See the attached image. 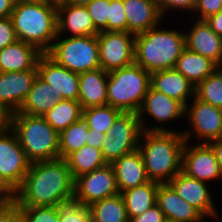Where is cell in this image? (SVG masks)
Instances as JSON below:
<instances>
[{
  "label": "cell",
  "mask_w": 222,
  "mask_h": 222,
  "mask_svg": "<svg viewBox=\"0 0 222 222\" xmlns=\"http://www.w3.org/2000/svg\"><path fill=\"white\" fill-rule=\"evenodd\" d=\"M75 180L65 159L30 164L20 187L11 195L18 207L56 206L74 197Z\"/></svg>",
  "instance_id": "6da1fadb"
},
{
  "label": "cell",
  "mask_w": 222,
  "mask_h": 222,
  "mask_svg": "<svg viewBox=\"0 0 222 222\" xmlns=\"http://www.w3.org/2000/svg\"><path fill=\"white\" fill-rule=\"evenodd\" d=\"M143 131L138 150L150 181L168 183L182 170V131Z\"/></svg>",
  "instance_id": "7a4b0ae2"
},
{
  "label": "cell",
  "mask_w": 222,
  "mask_h": 222,
  "mask_svg": "<svg viewBox=\"0 0 222 222\" xmlns=\"http://www.w3.org/2000/svg\"><path fill=\"white\" fill-rule=\"evenodd\" d=\"M17 39L47 53L58 35L57 5L44 0H16L10 15Z\"/></svg>",
  "instance_id": "3957f363"
},
{
  "label": "cell",
  "mask_w": 222,
  "mask_h": 222,
  "mask_svg": "<svg viewBox=\"0 0 222 222\" xmlns=\"http://www.w3.org/2000/svg\"><path fill=\"white\" fill-rule=\"evenodd\" d=\"M157 25L135 35L134 62L147 72L174 69L185 44V32L181 29L161 28Z\"/></svg>",
  "instance_id": "277c9868"
},
{
  "label": "cell",
  "mask_w": 222,
  "mask_h": 222,
  "mask_svg": "<svg viewBox=\"0 0 222 222\" xmlns=\"http://www.w3.org/2000/svg\"><path fill=\"white\" fill-rule=\"evenodd\" d=\"M10 127L31 163L59 159V133L42 116L12 113Z\"/></svg>",
  "instance_id": "5b68a950"
},
{
  "label": "cell",
  "mask_w": 222,
  "mask_h": 222,
  "mask_svg": "<svg viewBox=\"0 0 222 222\" xmlns=\"http://www.w3.org/2000/svg\"><path fill=\"white\" fill-rule=\"evenodd\" d=\"M151 74L135 62L108 73L107 104L137 113L150 87Z\"/></svg>",
  "instance_id": "8992f818"
},
{
  "label": "cell",
  "mask_w": 222,
  "mask_h": 222,
  "mask_svg": "<svg viewBox=\"0 0 222 222\" xmlns=\"http://www.w3.org/2000/svg\"><path fill=\"white\" fill-rule=\"evenodd\" d=\"M47 54L62 67L78 74L101 68L97 35H57Z\"/></svg>",
  "instance_id": "52a82bcc"
},
{
  "label": "cell",
  "mask_w": 222,
  "mask_h": 222,
  "mask_svg": "<svg viewBox=\"0 0 222 222\" xmlns=\"http://www.w3.org/2000/svg\"><path fill=\"white\" fill-rule=\"evenodd\" d=\"M30 164L14 130L0 133V190L7 197L20 187Z\"/></svg>",
  "instance_id": "ba28073f"
},
{
  "label": "cell",
  "mask_w": 222,
  "mask_h": 222,
  "mask_svg": "<svg viewBox=\"0 0 222 222\" xmlns=\"http://www.w3.org/2000/svg\"><path fill=\"white\" fill-rule=\"evenodd\" d=\"M190 101L185 106L184 118L188 120L189 127L186 126L187 129L181 132L185 141L193 143L196 140V143H209L221 138L222 109L203 102L195 96Z\"/></svg>",
  "instance_id": "9c48e42d"
},
{
  "label": "cell",
  "mask_w": 222,
  "mask_h": 222,
  "mask_svg": "<svg viewBox=\"0 0 222 222\" xmlns=\"http://www.w3.org/2000/svg\"><path fill=\"white\" fill-rule=\"evenodd\" d=\"M137 115L143 131H175L172 130V127L168 128L164 124L183 119L185 117V106L150 86ZM150 118H153L156 125H147V120Z\"/></svg>",
  "instance_id": "30bf717a"
},
{
  "label": "cell",
  "mask_w": 222,
  "mask_h": 222,
  "mask_svg": "<svg viewBox=\"0 0 222 222\" xmlns=\"http://www.w3.org/2000/svg\"><path fill=\"white\" fill-rule=\"evenodd\" d=\"M100 66L111 72L135 60V35L127 31H101L97 35Z\"/></svg>",
  "instance_id": "8fae6325"
},
{
  "label": "cell",
  "mask_w": 222,
  "mask_h": 222,
  "mask_svg": "<svg viewBox=\"0 0 222 222\" xmlns=\"http://www.w3.org/2000/svg\"><path fill=\"white\" fill-rule=\"evenodd\" d=\"M119 193L115 172L111 164L75 179L74 197L85 206Z\"/></svg>",
  "instance_id": "7c38bea8"
},
{
  "label": "cell",
  "mask_w": 222,
  "mask_h": 222,
  "mask_svg": "<svg viewBox=\"0 0 222 222\" xmlns=\"http://www.w3.org/2000/svg\"><path fill=\"white\" fill-rule=\"evenodd\" d=\"M187 176L205 183L222 180L214 150L208 143L186 141L182 153V170Z\"/></svg>",
  "instance_id": "4fadbf2b"
},
{
  "label": "cell",
  "mask_w": 222,
  "mask_h": 222,
  "mask_svg": "<svg viewBox=\"0 0 222 222\" xmlns=\"http://www.w3.org/2000/svg\"><path fill=\"white\" fill-rule=\"evenodd\" d=\"M168 183L182 199L192 205L205 218L219 221L221 218L219 209L214 204L215 201L208 183L189 177L182 171Z\"/></svg>",
  "instance_id": "5bb4252c"
},
{
  "label": "cell",
  "mask_w": 222,
  "mask_h": 222,
  "mask_svg": "<svg viewBox=\"0 0 222 222\" xmlns=\"http://www.w3.org/2000/svg\"><path fill=\"white\" fill-rule=\"evenodd\" d=\"M38 77L59 92L62 99L77 100L79 94V74L59 65L47 53H43L37 63Z\"/></svg>",
  "instance_id": "9a60e30c"
},
{
  "label": "cell",
  "mask_w": 222,
  "mask_h": 222,
  "mask_svg": "<svg viewBox=\"0 0 222 222\" xmlns=\"http://www.w3.org/2000/svg\"><path fill=\"white\" fill-rule=\"evenodd\" d=\"M37 76V69L0 72V104L11 114L18 112Z\"/></svg>",
  "instance_id": "2e32d148"
},
{
  "label": "cell",
  "mask_w": 222,
  "mask_h": 222,
  "mask_svg": "<svg viewBox=\"0 0 222 222\" xmlns=\"http://www.w3.org/2000/svg\"><path fill=\"white\" fill-rule=\"evenodd\" d=\"M192 26L185 31L186 47L212 60L222 67V38L217 35L205 20H190ZM188 30V31H187Z\"/></svg>",
  "instance_id": "e0dca14e"
},
{
  "label": "cell",
  "mask_w": 222,
  "mask_h": 222,
  "mask_svg": "<svg viewBox=\"0 0 222 222\" xmlns=\"http://www.w3.org/2000/svg\"><path fill=\"white\" fill-rule=\"evenodd\" d=\"M57 27L58 36H96L99 33L86 6L83 5L58 4Z\"/></svg>",
  "instance_id": "ac0fdd59"
},
{
  "label": "cell",
  "mask_w": 222,
  "mask_h": 222,
  "mask_svg": "<svg viewBox=\"0 0 222 222\" xmlns=\"http://www.w3.org/2000/svg\"><path fill=\"white\" fill-rule=\"evenodd\" d=\"M156 204L165 219L176 222H205V218L192 205L182 199L169 183H159Z\"/></svg>",
  "instance_id": "d6986e66"
},
{
  "label": "cell",
  "mask_w": 222,
  "mask_h": 222,
  "mask_svg": "<svg viewBox=\"0 0 222 222\" xmlns=\"http://www.w3.org/2000/svg\"><path fill=\"white\" fill-rule=\"evenodd\" d=\"M123 5L129 33L138 35L163 23L155 0H123Z\"/></svg>",
  "instance_id": "ffe728a7"
},
{
  "label": "cell",
  "mask_w": 222,
  "mask_h": 222,
  "mask_svg": "<svg viewBox=\"0 0 222 222\" xmlns=\"http://www.w3.org/2000/svg\"><path fill=\"white\" fill-rule=\"evenodd\" d=\"M150 86L181 102L184 106L195 96V85L175 69L151 73Z\"/></svg>",
  "instance_id": "44dd1931"
},
{
  "label": "cell",
  "mask_w": 222,
  "mask_h": 222,
  "mask_svg": "<svg viewBox=\"0 0 222 222\" xmlns=\"http://www.w3.org/2000/svg\"><path fill=\"white\" fill-rule=\"evenodd\" d=\"M111 165L115 172L120 193L150 181L145 171L142 155L138 149L121 156Z\"/></svg>",
  "instance_id": "7402d4cb"
},
{
  "label": "cell",
  "mask_w": 222,
  "mask_h": 222,
  "mask_svg": "<svg viewBox=\"0 0 222 222\" xmlns=\"http://www.w3.org/2000/svg\"><path fill=\"white\" fill-rule=\"evenodd\" d=\"M42 54L36 46L17 40L0 50V72L37 69Z\"/></svg>",
  "instance_id": "603a6c76"
},
{
  "label": "cell",
  "mask_w": 222,
  "mask_h": 222,
  "mask_svg": "<svg viewBox=\"0 0 222 222\" xmlns=\"http://www.w3.org/2000/svg\"><path fill=\"white\" fill-rule=\"evenodd\" d=\"M108 72L102 68L79 73L78 101L82 109L107 105Z\"/></svg>",
  "instance_id": "cb8c5ba5"
},
{
  "label": "cell",
  "mask_w": 222,
  "mask_h": 222,
  "mask_svg": "<svg viewBox=\"0 0 222 222\" xmlns=\"http://www.w3.org/2000/svg\"><path fill=\"white\" fill-rule=\"evenodd\" d=\"M59 100H62L61 94L54 92L52 86L37 76L24 103L15 113L42 116L51 110Z\"/></svg>",
  "instance_id": "d4e9b609"
},
{
  "label": "cell",
  "mask_w": 222,
  "mask_h": 222,
  "mask_svg": "<svg viewBox=\"0 0 222 222\" xmlns=\"http://www.w3.org/2000/svg\"><path fill=\"white\" fill-rule=\"evenodd\" d=\"M217 65L207 57L185 47L174 69L183 74L195 86L209 76Z\"/></svg>",
  "instance_id": "484cf974"
},
{
  "label": "cell",
  "mask_w": 222,
  "mask_h": 222,
  "mask_svg": "<svg viewBox=\"0 0 222 222\" xmlns=\"http://www.w3.org/2000/svg\"><path fill=\"white\" fill-rule=\"evenodd\" d=\"M159 183L149 181L146 184L121 192L129 220L143 214L156 204Z\"/></svg>",
  "instance_id": "4316f807"
},
{
  "label": "cell",
  "mask_w": 222,
  "mask_h": 222,
  "mask_svg": "<svg viewBox=\"0 0 222 222\" xmlns=\"http://www.w3.org/2000/svg\"><path fill=\"white\" fill-rule=\"evenodd\" d=\"M65 160L74 180L107 165L102 151L89 145L71 153Z\"/></svg>",
  "instance_id": "83f0119b"
},
{
  "label": "cell",
  "mask_w": 222,
  "mask_h": 222,
  "mask_svg": "<svg viewBox=\"0 0 222 222\" xmlns=\"http://www.w3.org/2000/svg\"><path fill=\"white\" fill-rule=\"evenodd\" d=\"M91 222H129L122 195L98 200L89 206Z\"/></svg>",
  "instance_id": "f1b7e54d"
},
{
  "label": "cell",
  "mask_w": 222,
  "mask_h": 222,
  "mask_svg": "<svg viewBox=\"0 0 222 222\" xmlns=\"http://www.w3.org/2000/svg\"><path fill=\"white\" fill-rule=\"evenodd\" d=\"M82 107L78 100H59L42 117L58 132L68 128L82 116Z\"/></svg>",
  "instance_id": "f546056e"
},
{
  "label": "cell",
  "mask_w": 222,
  "mask_h": 222,
  "mask_svg": "<svg viewBox=\"0 0 222 222\" xmlns=\"http://www.w3.org/2000/svg\"><path fill=\"white\" fill-rule=\"evenodd\" d=\"M89 123L82 115L77 122L59 133V158L66 159L71 153L87 145Z\"/></svg>",
  "instance_id": "4dcf8cb0"
},
{
  "label": "cell",
  "mask_w": 222,
  "mask_h": 222,
  "mask_svg": "<svg viewBox=\"0 0 222 222\" xmlns=\"http://www.w3.org/2000/svg\"><path fill=\"white\" fill-rule=\"evenodd\" d=\"M195 97L222 109V67H217L195 86Z\"/></svg>",
  "instance_id": "1f68e13d"
},
{
  "label": "cell",
  "mask_w": 222,
  "mask_h": 222,
  "mask_svg": "<svg viewBox=\"0 0 222 222\" xmlns=\"http://www.w3.org/2000/svg\"><path fill=\"white\" fill-rule=\"evenodd\" d=\"M142 132L137 113L121 112L106 135L118 140H140Z\"/></svg>",
  "instance_id": "d6a6232c"
},
{
  "label": "cell",
  "mask_w": 222,
  "mask_h": 222,
  "mask_svg": "<svg viewBox=\"0 0 222 222\" xmlns=\"http://www.w3.org/2000/svg\"><path fill=\"white\" fill-rule=\"evenodd\" d=\"M122 111L110 105L83 109L82 115L89 123V129L107 134L115 119Z\"/></svg>",
  "instance_id": "836d02e7"
},
{
  "label": "cell",
  "mask_w": 222,
  "mask_h": 222,
  "mask_svg": "<svg viewBox=\"0 0 222 222\" xmlns=\"http://www.w3.org/2000/svg\"><path fill=\"white\" fill-rule=\"evenodd\" d=\"M55 207L59 213V222H91L89 207L75 197L59 202Z\"/></svg>",
  "instance_id": "e575fe53"
},
{
  "label": "cell",
  "mask_w": 222,
  "mask_h": 222,
  "mask_svg": "<svg viewBox=\"0 0 222 222\" xmlns=\"http://www.w3.org/2000/svg\"><path fill=\"white\" fill-rule=\"evenodd\" d=\"M140 140H118L106 135L101 151L107 164H112L121 156L138 149Z\"/></svg>",
  "instance_id": "d590c367"
},
{
  "label": "cell",
  "mask_w": 222,
  "mask_h": 222,
  "mask_svg": "<svg viewBox=\"0 0 222 222\" xmlns=\"http://www.w3.org/2000/svg\"><path fill=\"white\" fill-rule=\"evenodd\" d=\"M24 222H59V213L55 206L19 207Z\"/></svg>",
  "instance_id": "8d00e7d4"
},
{
  "label": "cell",
  "mask_w": 222,
  "mask_h": 222,
  "mask_svg": "<svg viewBox=\"0 0 222 222\" xmlns=\"http://www.w3.org/2000/svg\"><path fill=\"white\" fill-rule=\"evenodd\" d=\"M85 6L91 16L95 28L99 32L107 31L110 0H93Z\"/></svg>",
  "instance_id": "74e56055"
},
{
  "label": "cell",
  "mask_w": 222,
  "mask_h": 222,
  "mask_svg": "<svg viewBox=\"0 0 222 222\" xmlns=\"http://www.w3.org/2000/svg\"><path fill=\"white\" fill-rule=\"evenodd\" d=\"M107 31H127L123 0H110Z\"/></svg>",
  "instance_id": "f35d334b"
},
{
  "label": "cell",
  "mask_w": 222,
  "mask_h": 222,
  "mask_svg": "<svg viewBox=\"0 0 222 222\" xmlns=\"http://www.w3.org/2000/svg\"><path fill=\"white\" fill-rule=\"evenodd\" d=\"M158 6V9L163 17H165L168 13H174L175 11H179L187 13L192 16L193 11L196 5V0H155ZM168 11V12H167ZM174 11V12H173Z\"/></svg>",
  "instance_id": "ab89813d"
},
{
  "label": "cell",
  "mask_w": 222,
  "mask_h": 222,
  "mask_svg": "<svg viewBox=\"0 0 222 222\" xmlns=\"http://www.w3.org/2000/svg\"><path fill=\"white\" fill-rule=\"evenodd\" d=\"M222 10V0H196L193 16L188 19L205 20ZM195 13V15H194ZM196 16V17H195Z\"/></svg>",
  "instance_id": "60d3db41"
},
{
  "label": "cell",
  "mask_w": 222,
  "mask_h": 222,
  "mask_svg": "<svg viewBox=\"0 0 222 222\" xmlns=\"http://www.w3.org/2000/svg\"><path fill=\"white\" fill-rule=\"evenodd\" d=\"M0 222H24L18 205L10 197L0 205Z\"/></svg>",
  "instance_id": "b9f144b4"
},
{
  "label": "cell",
  "mask_w": 222,
  "mask_h": 222,
  "mask_svg": "<svg viewBox=\"0 0 222 222\" xmlns=\"http://www.w3.org/2000/svg\"><path fill=\"white\" fill-rule=\"evenodd\" d=\"M17 40L11 18H0V50L10 44H13Z\"/></svg>",
  "instance_id": "7bdbcfd3"
},
{
  "label": "cell",
  "mask_w": 222,
  "mask_h": 222,
  "mask_svg": "<svg viewBox=\"0 0 222 222\" xmlns=\"http://www.w3.org/2000/svg\"><path fill=\"white\" fill-rule=\"evenodd\" d=\"M165 216L159 206L155 204L153 207L145 211L143 214L132 217L129 222H164Z\"/></svg>",
  "instance_id": "ee69618b"
},
{
  "label": "cell",
  "mask_w": 222,
  "mask_h": 222,
  "mask_svg": "<svg viewBox=\"0 0 222 222\" xmlns=\"http://www.w3.org/2000/svg\"><path fill=\"white\" fill-rule=\"evenodd\" d=\"M105 138L106 134L89 129L87 133V145L101 150Z\"/></svg>",
  "instance_id": "f6af8a7d"
},
{
  "label": "cell",
  "mask_w": 222,
  "mask_h": 222,
  "mask_svg": "<svg viewBox=\"0 0 222 222\" xmlns=\"http://www.w3.org/2000/svg\"><path fill=\"white\" fill-rule=\"evenodd\" d=\"M210 28L222 38V10L205 19Z\"/></svg>",
  "instance_id": "bcb514c9"
},
{
  "label": "cell",
  "mask_w": 222,
  "mask_h": 222,
  "mask_svg": "<svg viewBox=\"0 0 222 222\" xmlns=\"http://www.w3.org/2000/svg\"><path fill=\"white\" fill-rule=\"evenodd\" d=\"M11 125V113L0 104V133L6 131Z\"/></svg>",
  "instance_id": "7dc6e473"
},
{
  "label": "cell",
  "mask_w": 222,
  "mask_h": 222,
  "mask_svg": "<svg viewBox=\"0 0 222 222\" xmlns=\"http://www.w3.org/2000/svg\"><path fill=\"white\" fill-rule=\"evenodd\" d=\"M16 0H0V18L10 17Z\"/></svg>",
  "instance_id": "c3c4849f"
},
{
  "label": "cell",
  "mask_w": 222,
  "mask_h": 222,
  "mask_svg": "<svg viewBox=\"0 0 222 222\" xmlns=\"http://www.w3.org/2000/svg\"><path fill=\"white\" fill-rule=\"evenodd\" d=\"M208 144L214 150L217 162H218L219 167H220L221 172H222V138L213 140V141L209 142Z\"/></svg>",
  "instance_id": "681fc988"
},
{
  "label": "cell",
  "mask_w": 222,
  "mask_h": 222,
  "mask_svg": "<svg viewBox=\"0 0 222 222\" xmlns=\"http://www.w3.org/2000/svg\"><path fill=\"white\" fill-rule=\"evenodd\" d=\"M93 0H64L62 3L60 4H67V5H87L89 2H91Z\"/></svg>",
  "instance_id": "f907efd6"
},
{
  "label": "cell",
  "mask_w": 222,
  "mask_h": 222,
  "mask_svg": "<svg viewBox=\"0 0 222 222\" xmlns=\"http://www.w3.org/2000/svg\"><path fill=\"white\" fill-rule=\"evenodd\" d=\"M8 197L0 190V205L7 199Z\"/></svg>",
  "instance_id": "816d5d0a"
},
{
  "label": "cell",
  "mask_w": 222,
  "mask_h": 222,
  "mask_svg": "<svg viewBox=\"0 0 222 222\" xmlns=\"http://www.w3.org/2000/svg\"><path fill=\"white\" fill-rule=\"evenodd\" d=\"M44 1L58 5L62 3L64 0H44Z\"/></svg>",
  "instance_id": "f5cc1de1"
},
{
  "label": "cell",
  "mask_w": 222,
  "mask_h": 222,
  "mask_svg": "<svg viewBox=\"0 0 222 222\" xmlns=\"http://www.w3.org/2000/svg\"><path fill=\"white\" fill-rule=\"evenodd\" d=\"M164 222H176V221H173V220H170V219H165Z\"/></svg>",
  "instance_id": "db71d44e"
}]
</instances>
